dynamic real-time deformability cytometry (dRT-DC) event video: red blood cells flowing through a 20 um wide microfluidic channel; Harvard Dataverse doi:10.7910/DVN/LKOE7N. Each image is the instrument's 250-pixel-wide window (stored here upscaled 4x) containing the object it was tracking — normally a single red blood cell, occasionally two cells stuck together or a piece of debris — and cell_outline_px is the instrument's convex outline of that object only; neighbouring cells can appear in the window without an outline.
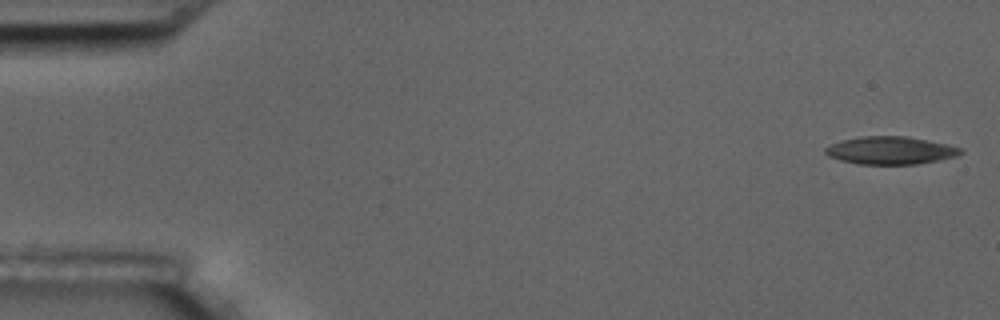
{"species": "common noctule bat (a hibernating species)", "species_latin": "Nyctalus noctula", "temperature_condition": "room temperature", "stored_images_in_passage": 4, "camera_frame_rate_fps": 3000, "um_per_image_px": 0.085, "animal": {"sex": "male", "body_mass_g": 17.5, "forearm_length_mm": 52.3}, "frame": {"image": 1, "passage_image": 1, "time_ms": 0.0, "image_size_px": [1000, 320], "cell_outline_px": [[964, 152], [956, 156], [916, 164], [860, 164], [840, 160], [828, 156], [824, 152], [824, 148], [832, 144], [844, 140], [860, 136], [908, 136], [948, 144], [964, 148]], "centroid_in_image_um": [75.71, 12.78], "position_along_channel_um": 9.3, "area_um2": 21.85}}